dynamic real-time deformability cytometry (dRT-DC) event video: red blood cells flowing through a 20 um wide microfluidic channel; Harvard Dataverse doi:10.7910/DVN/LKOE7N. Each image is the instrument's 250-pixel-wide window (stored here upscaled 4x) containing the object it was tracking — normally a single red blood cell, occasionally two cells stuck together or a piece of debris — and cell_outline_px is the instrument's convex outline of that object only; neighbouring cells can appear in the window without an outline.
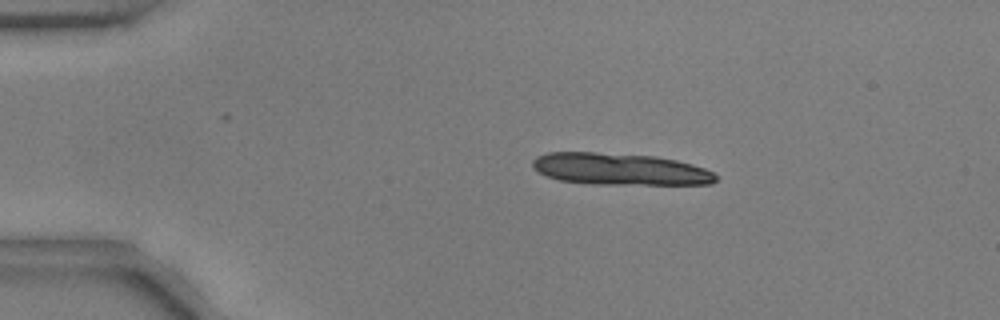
{"species": "common noctule bat (a hibernating species)", "species_latin": "Nyctalus noctula", "temperature_condition": "warm", "stored_images_in_passage": 15, "camera_frame_rate_fps": 3000, "um_per_image_px": 0.085, "animal": {"sex": "male", "body_mass_g": 17.9, "forearm_length_mm": 54.2}, "frame": {"image": 1, "passage_image": 9, "time_ms": 2.667, "image_size_px": [1000, 320], "cell_outline_px": [[716, 180], [712, 184], [596, 184], [560, 180], [548, 176], [540, 172], [532, 164], [532, 160], [536, 156], [548, 152], [592, 152], [652, 156], [676, 160], [692, 164], [704, 168], [712, 172], [716, 176]], "centroid_in_image_um": [52.69, 14.37], "position_along_channel_um": 32.3, "area_um2": 33.64}}